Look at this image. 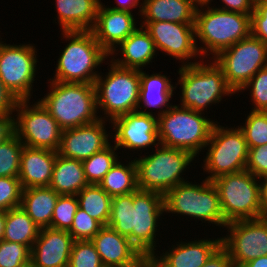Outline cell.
Masks as SVG:
<instances>
[{"label": "cell", "instance_id": "obj_7", "mask_svg": "<svg viewBox=\"0 0 267 267\" xmlns=\"http://www.w3.org/2000/svg\"><path fill=\"white\" fill-rule=\"evenodd\" d=\"M196 159L198 158L190 151L162 145L152 149L150 153L148 151L138 155L134 157L138 188L164 195L178 184L189 181L190 177L186 176V172L188 174L195 163H200Z\"/></svg>", "mask_w": 267, "mask_h": 267}, {"label": "cell", "instance_id": "obj_4", "mask_svg": "<svg viewBox=\"0 0 267 267\" xmlns=\"http://www.w3.org/2000/svg\"><path fill=\"white\" fill-rule=\"evenodd\" d=\"M195 35L202 59H213L221 51L251 35V15L222 10L209 4L198 5Z\"/></svg>", "mask_w": 267, "mask_h": 267}, {"label": "cell", "instance_id": "obj_24", "mask_svg": "<svg viewBox=\"0 0 267 267\" xmlns=\"http://www.w3.org/2000/svg\"><path fill=\"white\" fill-rule=\"evenodd\" d=\"M57 154L50 149L23 146L18 177L23 189L49 187Z\"/></svg>", "mask_w": 267, "mask_h": 267}, {"label": "cell", "instance_id": "obj_42", "mask_svg": "<svg viewBox=\"0 0 267 267\" xmlns=\"http://www.w3.org/2000/svg\"><path fill=\"white\" fill-rule=\"evenodd\" d=\"M251 35L267 45V0L255 1L251 13Z\"/></svg>", "mask_w": 267, "mask_h": 267}, {"label": "cell", "instance_id": "obj_50", "mask_svg": "<svg viewBox=\"0 0 267 267\" xmlns=\"http://www.w3.org/2000/svg\"><path fill=\"white\" fill-rule=\"evenodd\" d=\"M261 217H267V175L259 178Z\"/></svg>", "mask_w": 267, "mask_h": 267}, {"label": "cell", "instance_id": "obj_8", "mask_svg": "<svg viewBox=\"0 0 267 267\" xmlns=\"http://www.w3.org/2000/svg\"><path fill=\"white\" fill-rule=\"evenodd\" d=\"M206 115V116H205ZM174 105L157 118L160 145L190 151L197 160L204 151L217 118ZM216 120V121H215ZM201 159V160H200Z\"/></svg>", "mask_w": 267, "mask_h": 267}, {"label": "cell", "instance_id": "obj_18", "mask_svg": "<svg viewBox=\"0 0 267 267\" xmlns=\"http://www.w3.org/2000/svg\"><path fill=\"white\" fill-rule=\"evenodd\" d=\"M110 124L109 120L98 119L90 124L62 130L58 154L84 161L94 153L104 150L112 143Z\"/></svg>", "mask_w": 267, "mask_h": 267}, {"label": "cell", "instance_id": "obj_10", "mask_svg": "<svg viewBox=\"0 0 267 267\" xmlns=\"http://www.w3.org/2000/svg\"><path fill=\"white\" fill-rule=\"evenodd\" d=\"M220 124V121L214 124L200 166L203 170L201 174H206L203 178L209 181L224 174L246 170L248 161L249 149L243 131L237 124Z\"/></svg>", "mask_w": 267, "mask_h": 267}, {"label": "cell", "instance_id": "obj_22", "mask_svg": "<svg viewBox=\"0 0 267 267\" xmlns=\"http://www.w3.org/2000/svg\"><path fill=\"white\" fill-rule=\"evenodd\" d=\"M152 72L150 74L149 71L140 70V94L137 111L158 118L174 105L172 99L176 94V86L170 77L171 75L167 76V73H162L163 71L156 73L153 70Z\"/></svg>", "mask_w": 267, "mask_h": 267}, {"label": "cell", "instance_id": "obj_16", "mask_svg": "<svg viewBox=\"0 0 267 267\" xmlns=\"http://www.w3.org/2000/svg\"><path fill=\"white\" fill-rule=\"evenodd\" d=\"M111 126L112 143L118 150H122V159L124 157L133 158L143 152L147 153L149 148L150 152L151 149L160 145L157 117L155 116L134 111L114 118Z\"/></svg>", "mask_w": 267, "mask_h": 267}, {"label": "cell", "instance_id": "obj_5", "mask_svg": "<svg viewBox=\"0 0 267 267\" xmlns=\"http://www.w3.org/2000/svg\"><path fill=\"white\" fill-rule=\"evenodd\" d=\"M201 178L198 179V181L201 180L200 183L189 180L178 184L163 195L165 215L169 214L168 217L171 214L178 216L179 219L182 218L180 219L182 221L185 218L186 220L190 219L188 222L198 223L201 221L202 223L199 225L201 224L200 226L203 227V223H205L204 229L206 226H212L215 230L218 227L217 231L220 233L226 224L218 190L212 181Z\"/></svg>", "mask_w": 267, "mask_h": 267}, {"label": "cell", "instance_id": "obj_19", "mask_svg": "<svg viewBox=\"0 0 267 267\" xmlns=\"http://www.w3.org/2000/svg\"><path fill=\"white\" fill-rule=\"evenodd\" d=\"M205 232V230L204 234L202 232V235L206 234L203 236L204 238H196L195 235L194 240L193 238L190 240L183 239L184 241L182 238L179 241L174 239L171 245L167 243L168 246H165L168 249L164 247L162 250L160 248L155 253L159 267H202L222 245V236L215 233L214 238V236ZM209 236H212V238ZM216 236L218 237L216 238Z\"/></svg>", "mask_w": 267, "mask_h": 267}, {"label": "cell", "instance_id": "obj_29", "mask_svg": "<svg viewBox=\"0 0 267 267\" xmlns=\"http://www.w3.org/2000/svg\"><path fill=\"white\" fill-rule=\"evenodd\" d=\"M87 185L82 161L57 154L49 187L59 195H77Z\"/></svg>", "mask_w": 267, "mask_h": 267}, {"label": "cell", "instance_id": "obj_51", "mask_svg": "<svg viewBox=\"0 0 267 267\" xmlns=\"http://www.w3.org/2000/svg\"><path fill=\"white\" fill-rule=\"evenodd\" d=\"M241 267H267V255L248 261Z\"/></svg>", "mask_w": 267, "mask_h": 267}, {"label": "cell", "instance_id": "obj_46", "mask_svg": "<svg viewBox=\"0 0 267 267\" xmlns=\"http://www.w3.org/2000/svg\"><path fill=\"white\" fill-rule=\"evenodd\" d=\"M202 267H234L227 250L221 245Z\"/></svg>", "mask_w": 267, "mask_h": 267}, {"label": "cell", "instance_id": "obj_12", "mask_svg": "<svg viewBox=\"0 0 267 267\" xmlns=\"http://www.w3.org/2000/svg\"><path fill=\"white\" fill-rule=\"evenodd\" d=\"M216 186L225 224L261 217L259 178L247 170L212 180Z\"/></svg>", "mask_w": 267, "mask_h": 267}, {"label": "cell", "instance_id": "obj_13", "mask_svg": "<svg viewBox=\"0 0 267 267\" xmlns=\"http://www.w3.org/2000/svg\"><path fill=\"white\" fill-rule=\"evenodd\" d=\"M14 129L24 146L59 149L62 129L37 98L18 101L14 111Z\"/></svg>", "mask_w": 267, "mask_h": 267}, {"label": "cell", "instance_id": "obj_26", "mask_svg": "<svg viewBox=\"0 0 267 267\" xmlns=\"http://www.w3.org/2000/svg\"><path fill=\"white\" fill-rule=\"evenodd\" d=\"M60 31L92 30L101 0H53Z\"/></svg>", "mask_w": 267, "mask_h": 267}, {"label": "cell", "instance_id": "obj_28", "mask_svg": "<svg viewBox=\"0 0 267 267\" xmlns=\"http://www.w3.org/2000/svg\"><path fill=\"white\" fill-rule=\"evenodd\" d=\"M58 197L59 194L50 187L25 188L20 206L39 228H50Z\"/></svg>", "mask_w": 267, "mask_h": 267}, {"label": "cell", "instance_id": "obj_52", "mask_svg": "<svg viewBox=\"0 0 267 267\" xmlns=\"http://www.w3.org/2000/svg\"><path fill=\"white\" fill-rule=\"evenodd\" d=\"M5 228V211H0V240L3 239Z\"/></svg>", "mask_w": 267, "mask_h": 267}, {"label": "cell", "instance_id": "obj_14", "mask_svg": "<svg viewBox=\"0 0 267 267\" xmlns=\"http://www.w3.org/2000/svg\"><path fill=\"white\" fill-rule=\"evenodd\" d=\"M213 60L237 94L257 71L267 66V45L250 35L221 51Z\"/></svg>", "mask_w": 267, "mask_h": 267}, {"label": "cell", "instance_id": "obj_40", "mask_svg": "<svg viewBox=\"0 0 267 267\" xmlns=\"http://www.w3.org/2000/svg\"><path fill=\"white\" fill-rule=\"evenodd\" d=\"M102 227L103 225L99 221L92 218L83 209L78 208L68 232L74 241L92 240Z\"/></svg>", "mask_w": 267, "mask_h": 267}, {"label": "cell", "instance_id": "obj_33", "mask_svg": "<svg viewBox=\"0 0 267 267\" xmlns=\"http://www.w3.org/2000/svg\"><path fill=\"white\" fill-rule=\"evenodd\" d=\"M117 151H119L117 147L111 143L104 150L94 153L88 159L82 161L88 184H99L120 157L122 158L121 152Z\"/></svg>", "mask_w": 267, "mask_h": 267}, {"label": "cell", "instance_id": "obj_39", "mask_svg": "<svg viewBox=\"0 0 267 267\" xmlns=\"http://www.w3.org/2000/svg\"><path fill=\"white\" fill-rule=\"evenodd\" d=\"M30 254L26 245L0 240V267H30Z\"/></svg>", "mask_w": 267, "mask_h": 267}, {"label": "cell", "instance_id": "obj_49", "mask_svg": "<svg viewBox=\"0 0 267 267\" xmlns=\"http://www.w3.org/2000/svg\"><path fill=\"white\" fill-rule=\"evenodd\" d=\"M119 267H159L156 254L141 253L132 262Z\"/></svg>", "mask_w": 267, "mask_h": 267}, {"label": "cell", "instance_id": "obj_9", "mask_svg": "<svg viewBox=\"0 0 267 267\" xmlns=\"http://www.w3.org/2000/svg\"><path fill=\"white\" fill-rule=\"evenodd\" d=\"M109 61V62H108ZM108 72L95 80L96 106L100 119L114 118L137 111L140 94V70L117 66L108 59Z\"/></svg>", "mask_w": 267, "mask_h": 267}, {"label": "cell", "instance_id": "obj_30", "mask_svg": "<svg viewBox=\"0 0 267 267\" xmlns=\"http://www.w3.org/2000/svg\"><path fill=\"white\" fill-rule=\"evenodd\" d=\"M98 185L111 197L127 195L138 190L137 166L134 158L125 157L123 160L120 158Z\"/></svg>", "mask_w": 267, "mask_h": 267}, {"label": "cell", "instance_id": "obj_15", "mask_svg": "<svg viewBox=\"0 0 267 267\" xmlns=\"http://www.w3.org/2000/svg\"><path fill=\"white\" fill-rule=\"evenodd\" d=\"M222 233V246L234 267L267 255V217L231 221Z\"/></svg>", "mask_w": 267, "mask_h": 267}, {"label": "cell", "instance_id": "obj_27", "mask_svg": "<svg viewBox=\"0 0 267 267\" xmlns=\"http://www.w3.org/2000/svg\"><path fill=\"white\" fill-rule=\"evenodd\" d=\"M194 0H143L140 22L195 24Z\"/></svg>", "mask_w": 267, "mask_h": 267}, {"label": "cell", "instance_id": "obj_53", "mask_svg": "<svg viewBox=\"0 0 267 267\" xmlns=\"http://www.w3.org/2000/svg\"><path fill=\"white\" fill-rule=\"evenodd\" d=\"M197 5L209 4L212 0H194Z\"/></svg>", "mask_w": 267, "mask_h": 267}, {"label": "cell", "instance_id": "obj_38", "mask_svg": "<svg viewBox=\"0 0 267 267\" xmlns=\"http://www.w3.org/2000/svg\"><path fill=\"white\" fill-rule=\"evenodd\" d=\"M68 267H104L91 240L74 241Z\"/></svg>", "mask_w": 267, "mask_h": 267}, {"label": "cell", "instance_id": "obj_34", "mask_svg": "<svg viewBox=\"0 0 267 267\" xmlns=\"http://www.w3.org/2000/svg\"><path fill=\"white\" fill-rule=\"evenodd\" d=\"M238 127L243 131L248 149L267 144V112L247 111Z\"/></svg>", "mask_w": 267, "mask_h": 267}, {"label": "cell", "instance_id": "obj_25", "mask_svg": "<svg viewBox=\"0 0 267 267\" xmlns=\"http://www.w3.org/2000/svg\"><path fill=\"white\" fill-rule=\"evenodd\" d=\"M104 267H119L132 262L141 252L112 227L103 226L91 240Z\"/></svg>", "mask_w": 267, "mask_h": 267}, {"label": "cell", "instance_id": "obj_31", "mask_svg": "<svg viewBox=\"0 0 267 267\" xmlns=\"http://www.w3.org/2000/svg\"><path fill=\"white\" fill-rule=\"evenodd\" d=\"M40 229L21 206L5 211L4 241L26 245L30 250Z\"/></svg>", "mask_w": 267, "mask_h": 267}, {"label": "cell", "instance_id": "obj_37", "mask_svg": "<svg viewBox=\"0 0 267 267\" xmlns=\"http://www.w3.org/2000/svg\"><path fill=\"white\" fill-rule=\"evenodd\" d=\"M79 208L76 195H59L54 207L50 228L68 231Z\"/></svg>", "mask_w": 267, "mask_h": 267}, {"label": "cell", "instance_id": "obj_41", "mask_svg": "<svg viewBox=\"0 0 267 267\" xmlns=\"http://www.w3.org/2000/svg\"><path fill=\"white\" fill-rule=\"evenodd\" d=\"M23 187L16 177H0V211L20 206Z\"/></svg>", "mask_w": 267, "mask_h": 267}, {"label": "cell", "instance_id": "obj_32", "mask_svg": "<svg viewBox=\"0 0 267 267\" xmlns=\"http://www.w3.org/2000/svg\"><path fill=\"white\" fill-rule=\"evenodd\" d=\"M79 208L83 209L92 218L107 226L112 197L108 195L98 184H88L76 195Z\"/></svg>", "mask_w": 267, "mask_h": 267}, {"label": "cell", "instance_id": "obj_6", "mask_svg": "<svg viewBox=\"0 0 267 267\" xmlns=\"http://www.w3.org/2000/svg\"><path fill=\"white\" fill-rule=\"evenodd\" d=\"M48 90L38 100L58 122L62 130L79 127L97 121L94 84L65 83L46 80Z\"/></svg>", "mask_w": 267, "mask_h": 267}, {"label": "cell", "instance_id": "obj_21", "mask_svg": "<svg viewBox=\"0 0 267 267\" xmlns=\"http://www.w3.org/2000/svg\"><path fill=\"white\" fill-rule=\"evenodd\" d=\"M73 243L66 230L41 228L31 248L30 267H68Z\"/></svg>", "mask_w": 267, "mask_h": 267}, {"label": "cell", "instance_id": "obj_44", "mask_svg": "<svg viewBox=\"0 0 267 267\" xmlns=\"http://www.w3.org/2000/svg\"><path fill=\"white\" fill-rule=\"evenodd\" d=\"M215 1L212 0L209 5L222 10L240 12L246 15H251L255 7V0H219L220 4L217 1L214 3Z\"/></svg>", "mask_w": 267, "mask_h": 267}, {"label": "cell", "instance_id": "obj_2", "mask_svg": "<svg viewBox=\"0 0 267 267\" xmlns=\"http://www.w3.org/2000/svg\"><path fill=\"white\" fill-rule=\"evenodd\" d=\"M176 72L175 76L179 75L175 78L176 92L178 87L180 90L176 94L179 95L178 100L180 98L177 105L180 107L209 115L214 108L211 106L216 107L219 103L223 104L222 101L226 102L228 97L236 96L235 91L227 84L222 69L213 59L180 65Z\"/></svg>", "mask_w": 267, "mask_h": 267}, {"label": "cell", "instance_id": "obj_1", "mask_svg": "<svg viewBox=\"0 0 267 267\" xmlns=\"http://www.w3.org/2000/svg\"><path fill=\"white\" fill-rule=\"evenodd\" d=\"M163 195L138 189L127 195L112 197L107 226L127 237L141 253H157L162 247L160 225L166 226ZM160 224V225H159ZM159 228V229H158ZM158 232V233H157ZM161 238L158 239L157 237ZM160 240V241H159ZM158 244V245H157ZM158 247V248H157Z\"/></svg>", "mask_w": 267, "mask_h": 267}, {"label": "cell", "instance_id": "obj_11", "mask_svg": "<svg viewBox=\"0 0 267 267\" xmlns=\"http://www.w3.org/2000/svg\"><path fill=\"white\" fill-rule=\"evenodd\" d=\"M38 50L30 40L11 44L0 39V78L18 100L33 99V95L34 99L38 97L33 94L38 78L41 79Z\"/></svg>", "mask_w": 267, "mask_h": 267}, {"label": "cell", "instance_id": "obj_23", "mask_svg": "<svg viewBox=\"0 0 267 267\" xmlns=\"http://www.w3.org/2000/svg\"><path fill=\"white\" fill-rule=\"evenodd\" d=\"M159 56L149 32L140 26L110 54L109 59L123 68L144 70ZM150 65V66H149ZM147 67V68H146Z\"/></svg>", "mask_w": 267, "mask_h": 267}, {"label": "cell", "instance_id": "obj_47", "mask_svg": "<svg viewBox=\"0 0 267 267\" xmlns=\"http://www.w3.org/2000/svg\"><path fill=\"white\" fill-rule=\"evenodd\" d=\"M115 3L116 5L112 4V7L109 4L107 6L113 10L134 12L138 18L141 16L143 0H115Z\"/></svg>", "mask_w": 267, "mask_h": 267}, {"label": "cell", "instance_id": "obj_17", "mask_svg": "<svg viewBox=\"0 0 267 267\" xmlns=\"http://www.w3.org/2000/svg\"><path fill=\"white\" fill-rule=\"evenodd\" d=\"M139 25L149 32L159 56L161 53L164 57L168 55L178 61L179 66L203 60L196 44L195 24L159 21Z\"/></svg>", "mask_w": 267, "mask_h": 267}, {"label": "cell", "instance_id": "obj_45", "mask_svg": "<svg viewBox=\"0 0 267 267\" xmlns=\"http://www.w3.org/2000/svg\"><path fill=\"white\" fill-rule=\"evenodd\" d=\"M18 101L0 78V116L14 115Z\"/></svg>", "mask_w": 267, "mask_h": 267}, {"label": "cell", "instance_id": "obj_3", "mask_svg": "<svg viewBox=\"0 0 267 267\" xmlns=\"http://www.w3.org/2000/svg\"><path fill=\"white\" fill-rule=\"evenodd\" d=\"M60 35L61 43H68L60 50L53 77L48 76V80L94 84L109 54L91 30L61 31Z\"/></svg>", "mask_w": 267, "mask_h": 267}, {"label": "cell", "instance_id": "obj_36", "mask_svg": "<svg viewBox=\"0 0 267 267\" xmlns=\"http://www.w3.org/2000/svg\"><path fill=\"white\" fill-rule=\"evenodd\" d=\"M246 93L251 102V111L267 112V66L261 68L255 75L240 89L237 96Z\"/></svg>", "mask_w": 267, "mask_h": 267}, {"label": "cell", "instance_id": "obj_43", "mask_svg": "<svg viewBox=\"0 0 267 267\" xmlns=\"http://www.w3.org/2000/svg\"><path fill=\"white\" fill-rule=\"evenodd\" d=\"M246 170L257 178L267 175V144L249 148Z\"/></svg>", "mask_w": 267, "mask_h": 267}, {"label": "cell", "instance_id": "obj_20", "mask_svg": "<svg viewBox=\"0 0 267 267\" xmlns=\"http://www.w3.org/2000/svg\"><path fill=\"white\" fill-rule=\"evenodd\" d=\"M135 15L128 11L110 9L103 0L100 2L96 22L91 31L108 54L138 28L140 18Z\"/></svg>", "mask_w": 267, "mask_h": 267}, {"label": "cell", "instance_id": "obj_35", "mask_svg": "<svg viewBox=\"0 0 267 267\" xmlns=\"http://www.w3.org/2000/svg\"><path fill=\"white\" fill-rule=\"evenodd\" d=\"M23 146L24 144L15 134L0 144V177H19Z\"/></svg>", "mask_w": 267, "mask_h": 267}, {"label": "cell", "instance_id": "obj_48", "mask_svg": "<svg viewBox=\"0 0 267 267\" xmlns=\"http://www.w3.org/2000/svg\"><path fill=\"white\" fill-rule=\"evenodd\" d=\"M15 134L14 115L0 116V144Z\"/></svg>", "mask_w": 267, "mask_h": 267}]
</instances>
